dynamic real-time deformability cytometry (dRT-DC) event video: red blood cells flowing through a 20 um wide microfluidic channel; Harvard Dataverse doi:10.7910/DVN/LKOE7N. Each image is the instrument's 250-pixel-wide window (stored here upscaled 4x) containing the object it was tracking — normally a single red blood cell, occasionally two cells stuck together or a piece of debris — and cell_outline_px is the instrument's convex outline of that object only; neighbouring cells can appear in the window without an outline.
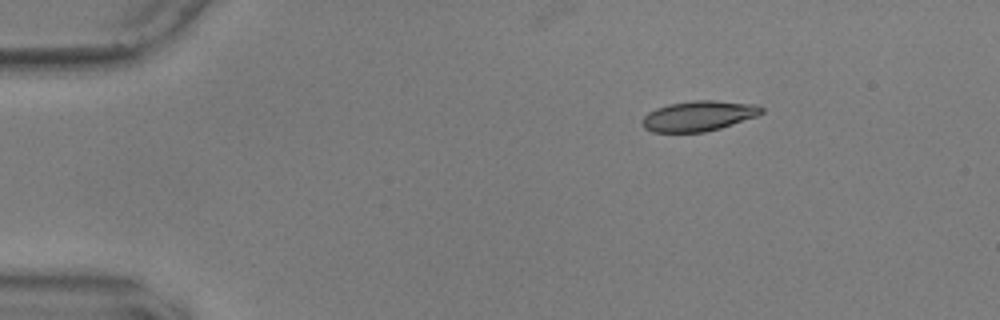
{"species": "common noctule bat (a hibernating species)", "species_latin": "Nyctalus noctula", "temperature_condition": "warm", "stored_images_in_passage": 41, "camera_frame_rate_fps": 3000, "um_per_image_px": 0.085, "animal": {"sex": "male", "body_mass_g": 17.9, "forearm_length_mm": 54.2}, "frame": {"image": 1, "passage_image": 1, "time_ms": 0.0, "image_size_px": [1000, 320], "cell_outline_px": [[764, 112], [756, 116], [720, 128], [704, 132], [652, 132], [644, 128], [640, 124], [644, 116], [648, 112], [656, 108], [668, 104], [692, 100], [716, 100], [756, 104], [764, 108]], "centroid_in_image_um": [59.36, 9.85], "position_along_channel_um": 25.6, "area_um2": 21.15}}
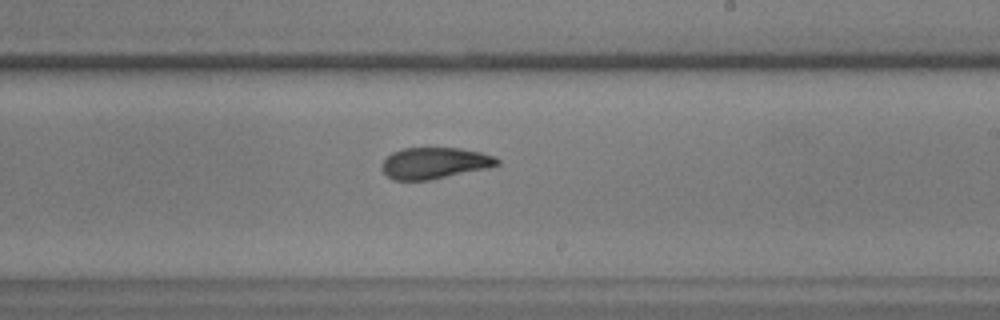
{"frame": {"image": 2, "passage_image": 26, "time_ms": 8.333, "image_size_px": [1000, 320], "cell_outline_px": [[500, 164], [488, 168], [428, 180], [392, 180], [380, 168], [380, 164], [392, 152], [404, 148], [460, 148], [480, 152], [492, 156], [500, 160]], "centroid_in_image_um": [36.91, 13.86], "position_along_channel_um": 252.1, "area_um2": 20.98}}
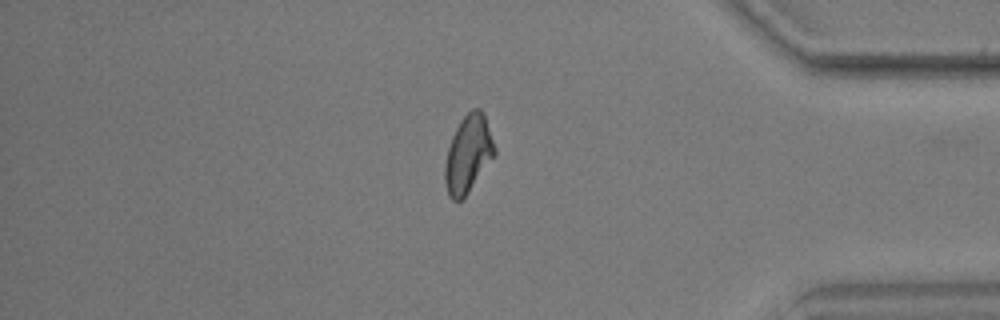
{"frame": {"image": 3, "passage_image": 40, "time_ms": 13.0, "image_size_px": [1000, 320], "cell_outline_px": [[496, 152], [468, 192], [460, 200], [452, 200], [448, 196], [444, 180], [444, 168], [448, 148], [452, 136], [460, 120], [472, 108], [480, 108], [484, 116], [496, 148]], "centroid_in_image_um": [39.77, 13.09], "position_along_channel_um": 395.4, "area_um2": 21.96}, "authors_computed_cell_mechanics": {"area_um2": 21.8484, "velocity_mm_per_s": 3.6021, "shape_relaxation_time_tau1_ms": 5.1774, "shape_relaxation_time_tau2_ms": 1.7673, "deformation_change_tau1": 0.1562, "deformation_change_tau2": 0.0804}}